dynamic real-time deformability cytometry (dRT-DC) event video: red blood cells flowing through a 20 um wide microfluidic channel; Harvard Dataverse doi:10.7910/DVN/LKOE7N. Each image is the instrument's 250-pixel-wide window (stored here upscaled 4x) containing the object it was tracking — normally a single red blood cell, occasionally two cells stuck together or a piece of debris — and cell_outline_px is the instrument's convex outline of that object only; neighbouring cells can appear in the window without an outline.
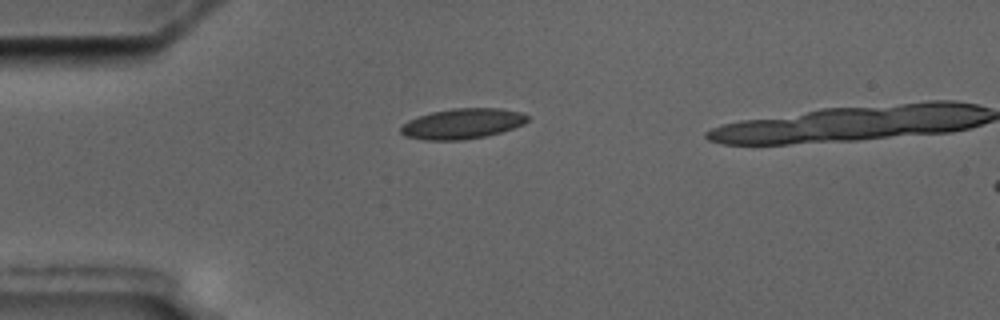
{"species": "common noctule bat (a hibernating species)", "species_latin": "Nyctalus noctula", "temperature_condition": "cold", "stored_images_in_passage": 3, "camera_frame_rate_fps": 3000, "um_per_image_px": 0.085, "animal": {"sex": "male", "body_mass_g": 17.5, "forearm_length_mm": 52.3}, "frame": {"image": 1, "passage_image": 1, "time_ms": 0.0, "image_size_px": [1000, 320], "cell_outline_px": [[528, 120], [524, 124], [500, 132], [484, 136], [464, 140], [424, 140], [404, 136], [400, 132], [400, 128], [408, 120], [432, 112], [452, 108], [500, 108], [524, 112], [528, 116]], "centroid_in_image_um": [39.31, 10.51], "position_along_channel_um": 45.7, "area_um2": 22.43}}